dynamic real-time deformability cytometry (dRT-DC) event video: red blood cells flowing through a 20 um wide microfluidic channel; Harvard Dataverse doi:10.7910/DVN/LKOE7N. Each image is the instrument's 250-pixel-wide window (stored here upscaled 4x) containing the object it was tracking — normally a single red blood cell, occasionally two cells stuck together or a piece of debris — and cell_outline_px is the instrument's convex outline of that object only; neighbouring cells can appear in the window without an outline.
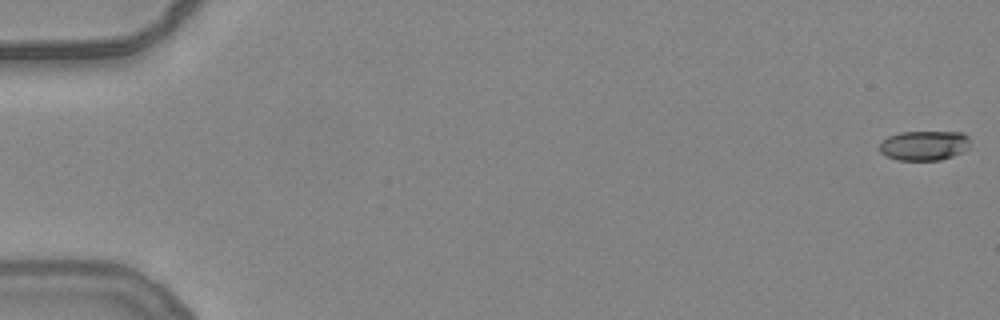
{"species": "common noctule bat (a hibernating species)", "species_latin": "Nyctalus noctula", "temperature_condition": "warm", "stored_images_in_passage": 12, "camera_frame_rate_fps": 3000, "um_per_image_px": 0.085, "animal": {"sex": "female", "body_mass_g": 24.6, "forearm_length_mm": 56.2}, "frame": {"image": 1, "passage_image": 1, "time_ms": 0.0, "image_size_px": [1000, 320], "cell_outline_px": [[968, 148], [952, 156], [940, 160], [896, 160], [880, 152], [880, 144], [888, 136], [900, 132], [960, 132], [968, 136]], "centroid_in_image_um": [78.53, 12.36], "position_along_channel_um": 6.5, "area_um2": 15.49}}